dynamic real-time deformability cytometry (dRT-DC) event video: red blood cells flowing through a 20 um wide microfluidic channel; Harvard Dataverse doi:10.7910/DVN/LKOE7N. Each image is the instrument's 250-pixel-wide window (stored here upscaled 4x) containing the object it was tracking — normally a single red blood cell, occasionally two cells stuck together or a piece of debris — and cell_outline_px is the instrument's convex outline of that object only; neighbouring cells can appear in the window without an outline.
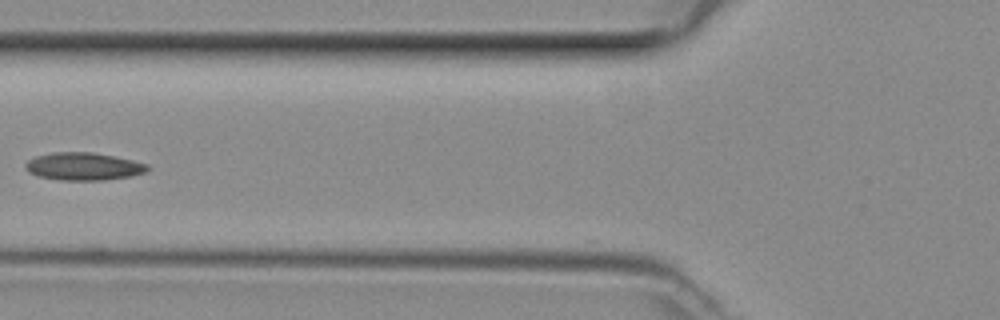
{"species": "common noctule bat (a hibernating species)", "species_latin": "Nyctalus noctula", "temperature_condition": "room temperature", "stored_images_in_passage": 22, "camera_frame_rate_fps": 3000, "um_per_image_px": 0.085, "animal": {"sex": "female", "body_mass_g": 29.2, "forearm_length_mm": 56.3}, "frame": {"image": 1, "passage_image": 5, "time_ms": 1.333, "image_size_px": [1000, 320], "cell_outline_px": [[152, 168], [144, 172], [132, 176], [104, 180], [60, 180], [36, 176], [28, 172], [24, 168], [24, 164], [28, 160], [36, 156], [56, 152], [92, 152], [116, 156], [148, 164]], "centroid_in_image_um": [7.09, 14.15], "position_along_channel_um": 118.7, "area_um2": 19.88}}
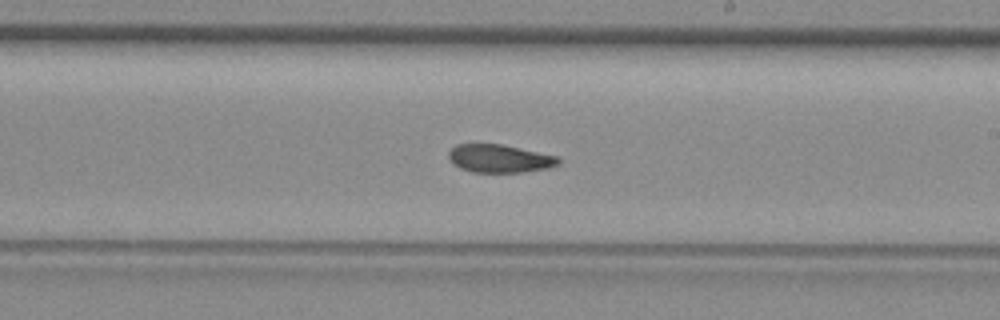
{"frame": {"image": 2, "passage_image": 14, "time_ms": 4.333, "image_size_px": [1000, 320], "cell_outline_px": [[560, 164], [548, 168], [520, 172], [472, 172], [460, 168], [452, 164], [448, 160], [448, 152], [456, 144], [500, 144], [560, 156]], "centroid_in_image_um": [42.45, 13.47], "position_along_channel_um": 246.5, "area_um2": 18.09}}
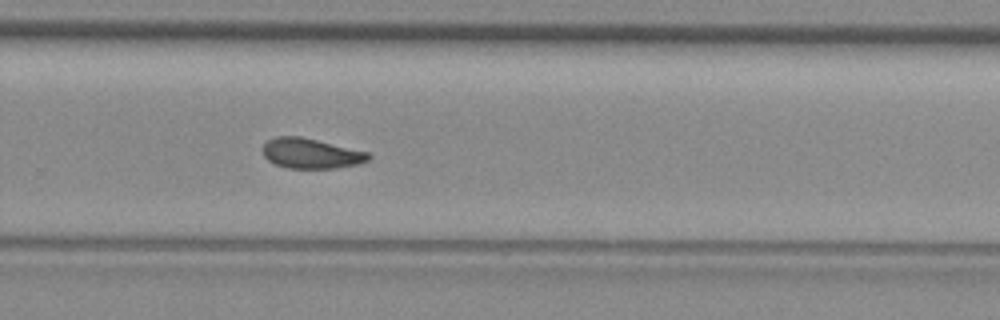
{"frame": {"image": 3, "passage_image": 18, "time_ms": 5.667, "image_size_px": [1000, 320], "cell_outline_px": [[372, 156], [368, 160], [360, 164], [336, 168], [288, 168], [276, 164], [268, 160], [264, 156], [264, 144], [268, 140], [276, 136], [300, 136], [368, 152]], "centroid_in_image_um": [26.45, 13.04], "position_along_channel_um": 303.3, "area_um2": 18.44}}